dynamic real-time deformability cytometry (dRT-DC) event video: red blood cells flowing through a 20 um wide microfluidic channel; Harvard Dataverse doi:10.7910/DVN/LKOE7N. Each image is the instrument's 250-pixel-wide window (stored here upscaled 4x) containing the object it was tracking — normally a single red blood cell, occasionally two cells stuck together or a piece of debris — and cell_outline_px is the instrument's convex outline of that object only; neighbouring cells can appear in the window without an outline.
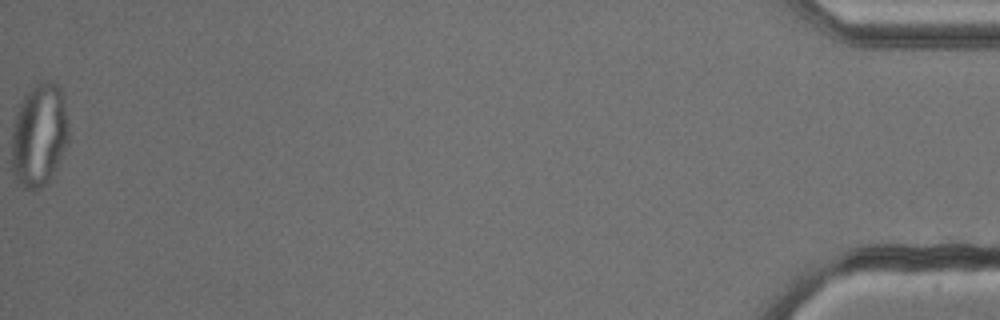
{"species": "common noctule bat (a hibernating species)", "species_latin": "Nyctalus noctula", "temperature_condition": "cold", "stored_images_in_passage": 54, "camera_frame_rate_fps": 3000, "um_per_image_px": 0.085, "animal": {"sex": "male", "body_mass_g": 13.3}, "frame": {"image": 1, "passage_image": 54, "time_ms": 17.667, "image_size_px": [1000, 320], "cell_outline_px": [[68, 144], [48, 180], [36, 192], [24, 188], [20, 184], [12, 172], [12, 128], [16, 112], [20, 100], [36, 84], [44, 80], [52, 80], [60, 88], [68, 120]], "centroid_in_image_um": [3.31, 11.47], "position_along_channel_um": 431.9, "area_um2": 34.28}}